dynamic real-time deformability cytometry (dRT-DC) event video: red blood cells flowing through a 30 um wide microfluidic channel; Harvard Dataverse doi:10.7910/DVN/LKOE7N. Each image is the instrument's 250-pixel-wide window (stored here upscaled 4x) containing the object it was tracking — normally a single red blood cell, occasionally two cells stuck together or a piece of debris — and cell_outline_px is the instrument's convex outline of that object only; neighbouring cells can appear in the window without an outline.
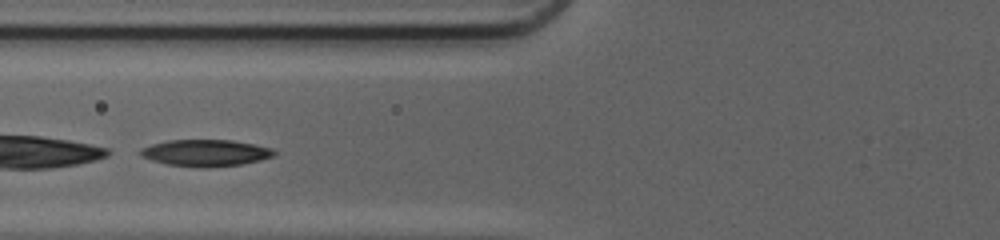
{"species": "common noctule bat (a hibernating species)", "species_latin": "Nyctalus noctula", "temperature_condition": "cold", "stored_images_in_passage": 41, "camera_frame_rate_fps": 3000, "um_per_image_px": 0.085, "animal": {"sex": "female", "body_mass_g": 20.0, "forearm_length_mm": 54.0}, "frame": {"image": 1, "passage_image": 14, "time_ms": 4.333, "image_size_px": [1000, 240], "cell_outline_px": [[276, 156], [260, 160], [240, 164], [208, 168], [200, 168], [168, 164], [152, 160], [140, 156], [140, 148], [152, 144], [168, 140], [232, 140], [272, 148], [276, 152]], "centroid_in_image_um": [17.48, 13.0], "position_along_channel_um": 108.3, "area_um2": 20.81}}
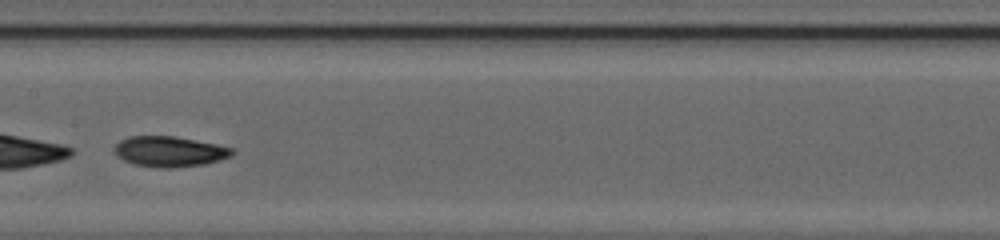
{"frame": {"image": 2, "passage_image": 20, "time_ms": 6.333, "image_size_px": [1000, 240], "cell_outline_px": [[236, 152], [232, 156], [220, 160], [204, 164], [168, 168], [156, 168], [136, 164], [124, 160], [116, 156], [112, 152], [112, 148], [120, 140], [128, 136], [176, 136], [236, 148]], "centroid_in_image_um": [14.41, 12.87], "position_along_channel_um": 193.0, "area_um2": 21.21}}
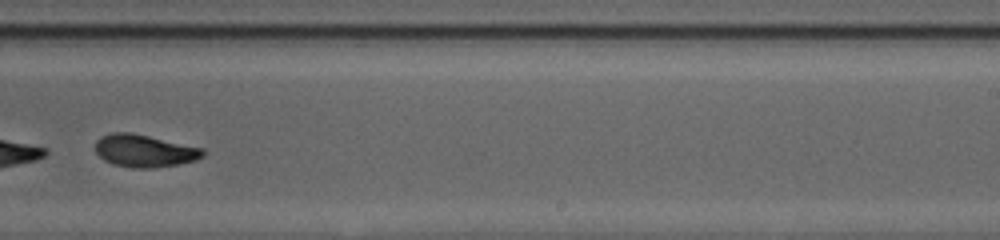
{"frame": {"image": 3, "passage_image": 26, "time_ms": 8.333, "image_size_px": [1000, 240], "cell_outline_px": [[208, 152], [204, 156], [196, 160], [180, 164], [148, 168], [132, 168], [112, 164], [104, 160], [96, 152], [96, 140], [100, 136], [112, 132], [132, 132], [204, 148]], "centroid_in_image_um": [12.31, 12.81], "position_along_channel_um": 276.7, "area_um2": 20.63}, "authors_computed_cell_mechanics": {"area_um2": 21.5016, "velocity_mm_per_s": 4.2085, "shape_relaxation_time_tau1_ms": 3.3967, "shape_relaxation_time_tau2_ms": 3.2646, "deformation_change_tau1": 0.1697, "deformation_change_tau2": 0.0893}}